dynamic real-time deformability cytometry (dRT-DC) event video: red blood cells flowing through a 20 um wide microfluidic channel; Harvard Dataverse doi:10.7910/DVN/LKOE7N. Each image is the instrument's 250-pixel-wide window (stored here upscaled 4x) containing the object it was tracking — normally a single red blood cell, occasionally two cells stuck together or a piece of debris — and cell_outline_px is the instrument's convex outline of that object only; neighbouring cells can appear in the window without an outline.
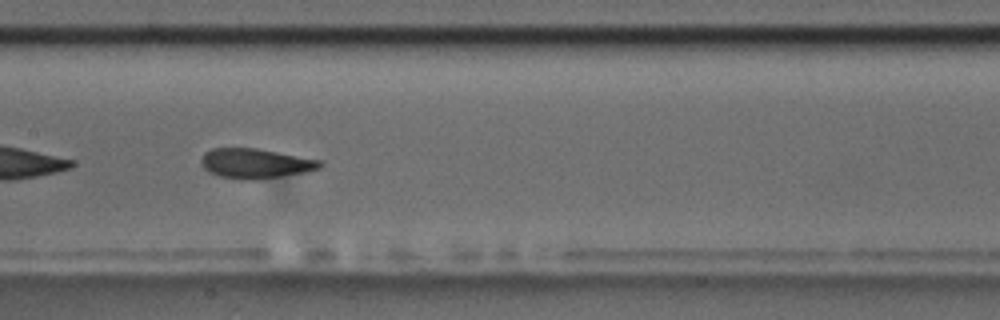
{"species": "common noctule bat (a hibernating species)", "species_latin": "Nyctalus noctula", "temperature_condition": "room temperature", "stored_images_in_passage": 41, "camera_frame_rate_fps": 3000, "um_per_image_px": 0.085, "animal": {"sex": "male", "body_mass_g": 17.5, "forearm_length_mm": 52.3}, "frame": {"image": 1, "passage_image": 12, "time_ms": 3.667, "image_size_px": [1000, 320], "cell_outline_px": [[324, 164], [320, 168], [304, 172], [256, 180], [240, 180], [220, 176], [208, 172], [200, 164], [200, 160], [204, 152], [212, 148], [256, 148], [320, 160]], "centroid_in_image_um": [21.66, 13.89], "position_along_channel_um": 185.7, "area_um2": 20.69}}
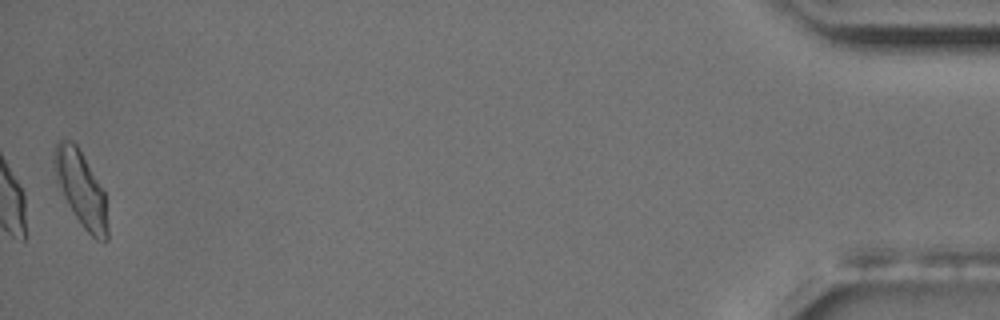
{"frame": {"image": 2, "passage_image": 41, "time_ms": 13.333, "image_size_px": [1000, 320], "cell_outline_px": [[108, 240], [96, 240], [84, 228], [68, 204], [56, 180], [52, 164], [52, 160], [56, 144], [64, 136], [72, 140], [76, 144], [104, 188], [108, 228]], "centroid_in_image_um": [6.88, 15.99], "position_along_channel_um": 428.3, "area_um2": 23.52}, "authors_computed_cell_mechanics": {"area_um2": 21.097, "velocity_mm_per_s": 3.4535, "shape_relaxation_time_tau1_ms": 3.2152, "shape_relaxation_time_tau2_ms": 0.9839, "deformation_change_tau1": 0.1465, "deformation_change_tau2": 0.066}}